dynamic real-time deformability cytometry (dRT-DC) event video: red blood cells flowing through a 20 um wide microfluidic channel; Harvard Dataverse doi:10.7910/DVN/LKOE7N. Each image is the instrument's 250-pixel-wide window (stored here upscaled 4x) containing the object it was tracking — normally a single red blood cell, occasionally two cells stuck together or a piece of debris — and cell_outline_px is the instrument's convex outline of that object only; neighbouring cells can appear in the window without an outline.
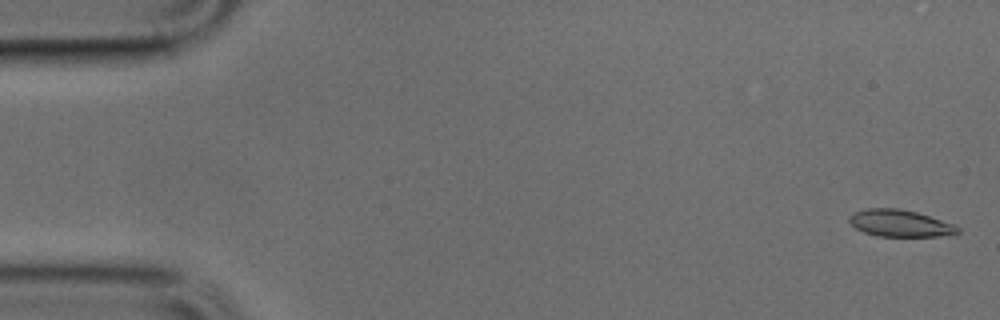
{"species": "common noctule bat (a hibernating species)", "species_latin": "Nyctalus noctula", "temperature_condition": "cold", "stored_images_in_passage": 49, "camera_frame_rate_fps": 3000, "um_per_image_px": 0.085, "animal": {"sex": "male", "body_mass_g": 17.9, "forearm_length_mm": 54.2}, "frame": {"image": 1, "passage_image": 1, "time_ms": 0.0, "image_size_px": [1000, 320], "cell_outline_px": [[960, 232], [956, 236], [876, 236], [864, 232], [856, 228], [848, 220], [848, 216], [852, 212], [864, 208], [900, 208], [916, 212], [952, 224], [960, 228]], "centroid_in_image_um": [76.49, 18.98], "position_along_channel_um": 8.5, "area_um2": 17.17}}
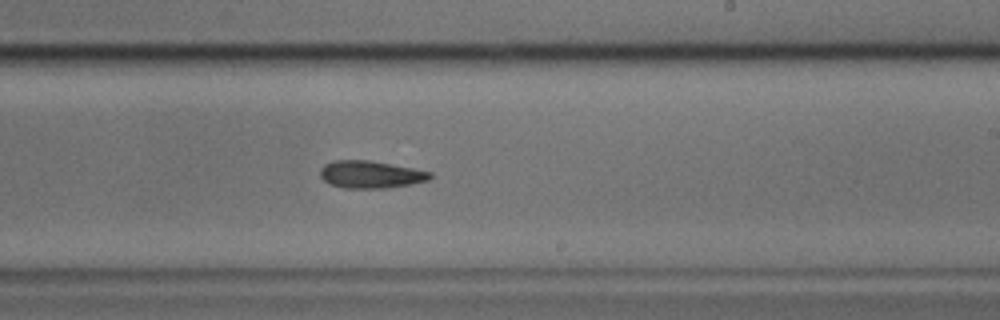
{"frame": {"image": 2, "passage_image": 29, "time_ms": 9.333, "image_size_px": [1000, 320], "cell_outline_px": [[432, 176], [428, 180], [412, 184], [388, 188], [344, 188], [332, 184], [324, 180], [320, 176], [320, 168], [324, 164], [332, 160], [368, 160], [412, 168], [432, 172]], "centroid_in_image_um": [31.49, 14.83], "position_along_channel_um": 257.5, "area_um2": 17.51}}
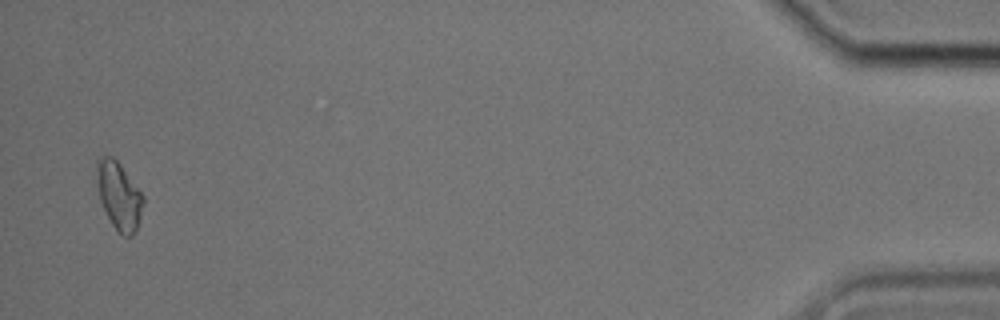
{"frame": {"image": 3, "passage_image": 48, "time_ms": 15.667, "image_size_px": [1000, 320], "cell_outline_px": [[144, 204], [136, 228], [132, 236], [120, 236], [112, 224], [100, 200], [96, 168], [96, 160], [104, 156], [112, 156], [120, 164], [144, 196]], "centroid_in_image_um": [10.12, 16.64], "position_along_channel_um": 425.1, "area_um2": 18.03}}